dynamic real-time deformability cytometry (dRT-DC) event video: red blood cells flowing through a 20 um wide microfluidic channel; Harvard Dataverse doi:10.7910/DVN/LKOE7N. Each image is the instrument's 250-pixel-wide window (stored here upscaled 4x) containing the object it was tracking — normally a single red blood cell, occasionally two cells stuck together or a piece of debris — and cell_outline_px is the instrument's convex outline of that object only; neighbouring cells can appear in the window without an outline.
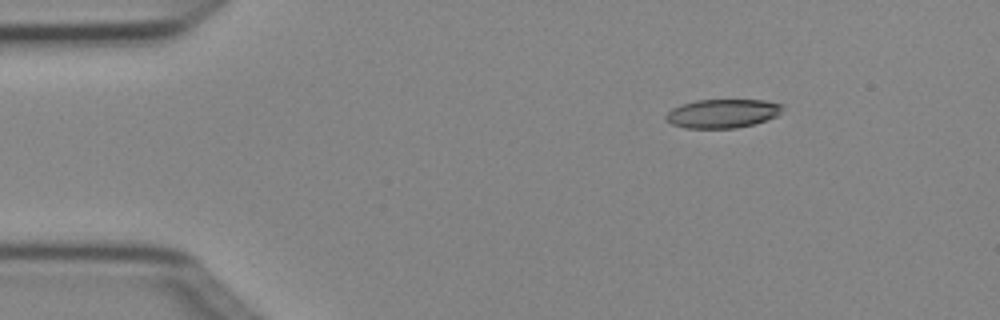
{"species": "Egyptian fruit bat (a non-hibernating species)", "species_latin": "Rousettus aegyptiacus", "temperature_condition": "cold", "stored_images_in_passage": 5, "segment_of_instrument_passage": [2, 2], "camera_frame_rate_fps": 3000, "um_per_image_px": 0.085, "animal": {"sex": "female"}, "frame": {"image": 1, "passage_image": 5, "time_ms": 1.333, "image_size_px": [1000, 320], "cell_outline_px": [[784, 104], [780, 112], [776, 116], [752, 124], [736, 128], [688, 128], [672, 124], [664, 116], [672, 108], [680, 104], [696, 100], [764, 100]], "centroid_in_image_um": [61.4, 9.63], "position_along_channel_um": 23.6, "area_um2": 19.42}}